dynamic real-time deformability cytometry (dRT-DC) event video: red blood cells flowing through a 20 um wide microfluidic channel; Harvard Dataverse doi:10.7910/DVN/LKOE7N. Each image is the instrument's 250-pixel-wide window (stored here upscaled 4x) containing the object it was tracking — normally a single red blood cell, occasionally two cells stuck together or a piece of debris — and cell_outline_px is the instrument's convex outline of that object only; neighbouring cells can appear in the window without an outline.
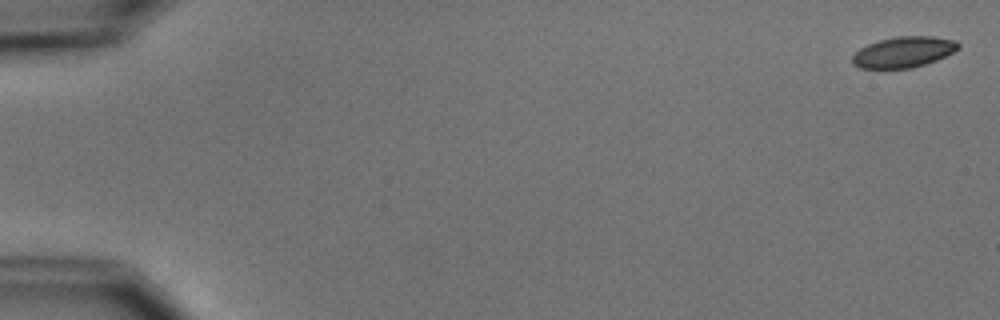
{"species": "common noctule bat (a hibernating species)", "species_latin": "Nyctalus noctula", "temperature_condition": "cold", "stored_images_in_passage": 5, "camera_frame_rate_fps": 3000, "um_per_image_px": 0.085, "animal": {"sex": "male", "body_mass_g": 15.6}, "frame": {"image": 1, "passage_image": 1, "time_ms": 0.0, "image_size_px": [1000, 320], "cell_outline_px": [[960, 48], [936, 60], [912, 68], [860, 68], [852, 64], [852, 56], [860, 48], [868, 44], [880, 40], [896, 36], [932, 36], [956, 40], [960, 44]], "centroid_in_image_um": [76.8, 4.42], "position_along_channel_um": 8.2, "area_um2": 18.96}}